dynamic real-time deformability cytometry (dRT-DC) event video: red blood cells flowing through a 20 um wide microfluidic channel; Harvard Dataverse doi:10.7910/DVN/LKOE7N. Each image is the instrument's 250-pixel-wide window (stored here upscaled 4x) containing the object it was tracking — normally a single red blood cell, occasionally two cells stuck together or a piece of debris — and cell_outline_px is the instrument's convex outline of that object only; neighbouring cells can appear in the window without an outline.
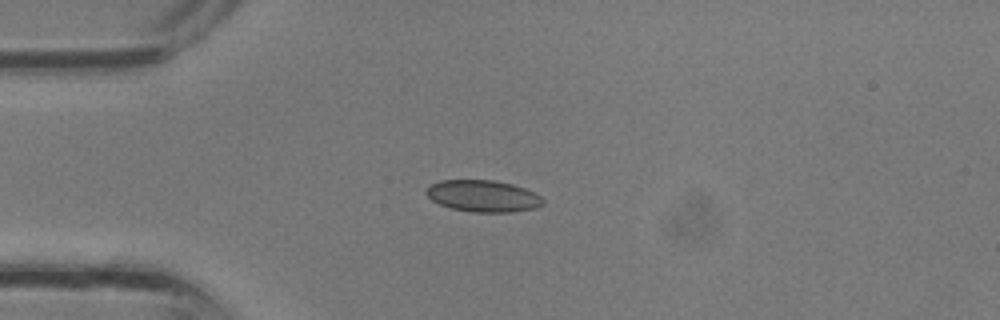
{"species": "common noctule bat (a hibernating species)", "species_latin": "Nyctalus noctula", "temperature_condition": "room temperature", "stored_images_in_passage": 24, "camera_frame_rate_fps": 3000, "um_per_image_px": 0.085, "animal": {"sex": "male", "body_mass_g": 13.3}, "frame": {"image": 1, "passage_image": 1, "time_ms": 0.0, "image_size_px": [1000, 320], "cell_outline_px": [[544, 204], [536, 208], [512, 212], [472, 212], [452, 208], [440, 204], [432, 200], [424, 192], [432, 184], [440, 180], [492, 180], [512, 184], [536, 192], [544, 200]], "centroid_in_image_um": [41.09, 16.66], "position_along_channel_um": 43.9, "area_um2": 21.56}}
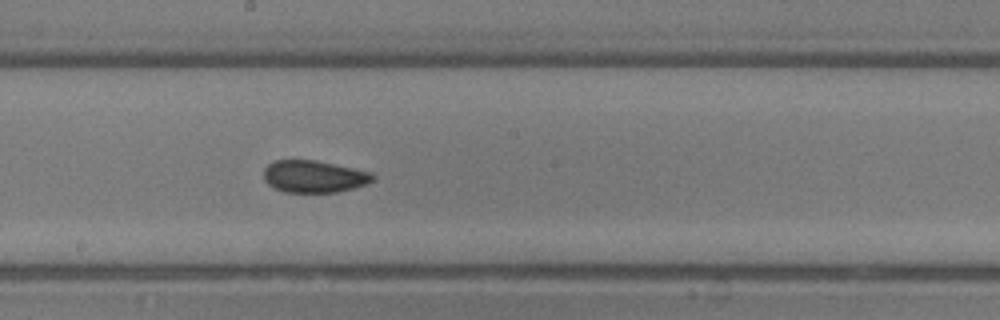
{"frame": {"image": 2, "passage_image": 11, "time_ms": 3.333, "image_size_px": [1000, 320], "cell_outline_px": [[376, 176], [368, 184], [336, 192], [284, 192], [268, 184], [264, 180], [264, 168], [272, 160], [316, 160], [372, 172]], "centroid_in_image_um": [26.68, 14.99], "position_along_channel_um": 221.5, "area_um2": 20.46}}
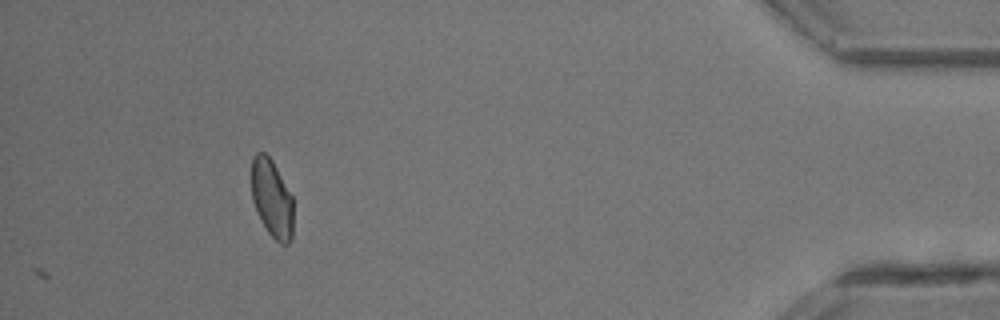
{"frame": {"image": 3, "passage_image": 24, "time_ms": 7.667, "image_size_px": [1000, 320], "cell_outline_px": [[292, 240], [288, 244], [280, 244], [268, 232], [260, 220], [252, 200], [252, 160], [256, 152], [264, 152], [272, 160], [292, 196]], "centroid_in_image_um": [23.1, 16.89], "position_along_channel_um": 412.1, "area_um2": 18.9}}